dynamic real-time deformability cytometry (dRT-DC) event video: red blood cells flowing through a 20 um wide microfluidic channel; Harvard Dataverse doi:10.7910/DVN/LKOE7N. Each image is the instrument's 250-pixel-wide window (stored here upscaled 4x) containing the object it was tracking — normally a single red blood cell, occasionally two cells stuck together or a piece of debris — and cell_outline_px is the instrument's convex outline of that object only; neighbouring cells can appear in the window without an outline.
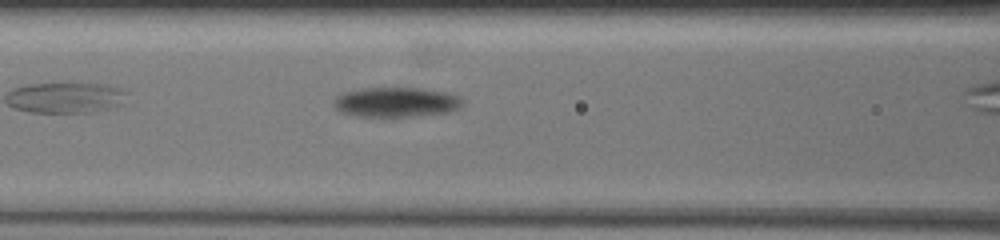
{"species": "common noctule bat (a hibernating species)", "species_latin": "Nyctalus noctula", "temperature_condition": "warm", "stored_images_in_passage": 32, "camera_frame_rate_fps": 3000, "um_per_image_px": 0.085, "animal": {"sex": "female", "body_mass_g": 19.5, "forearm_length_mm": 54.1}, "frame": {"image": 1, "passage_image": 4, "time_ms": 1.0, "image_size_px": [1000, 240], "cell_outline_px": [[456, 104], [452, 108], [444, 112], [388, 120], [360, 116], [344, 112], [336, 108], [336, 100], [340, 96], [348, 92], [368, 88], [416, 88], [436, 92], [452, 96], [456, 100]], "centroid_in_image_um": [33.5, 8.74], "position_along_channel_um": 133.1, "area_um2": 21.27}}
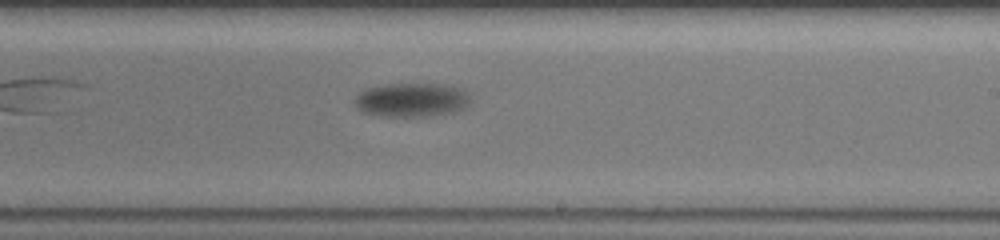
{"frame": {"image": 2, "passage_image": 14, "time_ms": 4.333, "image_size_px": [1000, 240], "cell_outline_px": [[464, 104], [460, 108], [432, 116], [376, 116], [360, 112], [356, 100], [364, 92], [376, 88], [400, 84], [428, 84], [452, 88], [460, 92], [464, 96]], "centroid_in_image_um": [34.85, 8.54], "position_along_channel_um": 254.2, "area_um2": 20.81}}
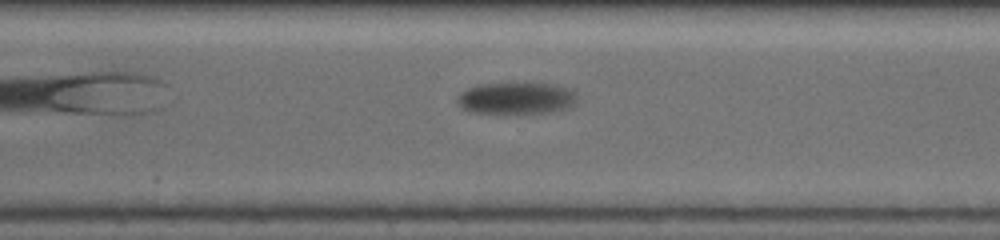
{"frame": {"image": 3, "passage_image": 28, "time_ms": 6.333, "image_size_px": [1000, 240], "cell_outline_px": [[576, 96], [572, 104], [564, 108], [540, 112], [476, 112], [464, 108], [456, 100], [468, 88], [484, 84], [544, 84], [564, 88], [572, 92]], "centroid_in_image_um": [43.83, 8.34], "position_along_channel_um": 326.8, "area_um2": 20.58}, "authors_computed_cell_mechanics": {"area_um2": 20.7502, "velocity_mm_per_s": 3.6355, "shape_relaxation_time_tau1_ms": 1.2532, "shape_relaxation_time_tau2_ms": null, "deformation_change_tau1": 0.1034, "deformation_change_tau2": null}}